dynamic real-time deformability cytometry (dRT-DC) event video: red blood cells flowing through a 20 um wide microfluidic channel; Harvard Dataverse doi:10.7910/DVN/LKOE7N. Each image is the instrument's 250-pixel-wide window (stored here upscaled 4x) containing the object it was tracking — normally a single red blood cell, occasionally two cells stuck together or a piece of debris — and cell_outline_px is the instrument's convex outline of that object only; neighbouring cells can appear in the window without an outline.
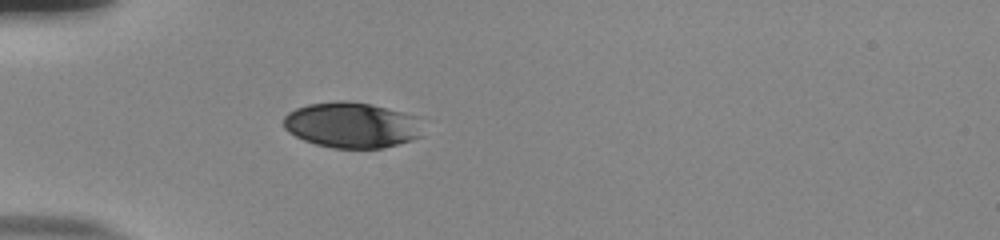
{"species": "human", "species_latin": "Homo sapiens", "temperature_condition": "room temperature", "stored_images_in_passage": 38, "camera_frame_rate_fps": 3000, "um_per_image_px": 0.085, "donor": {"sex": "male"}, "frame": {"image": 1, "passage_image": 1, "time_ms": 0.0, "image_size_px": [1000, 240], "cell_outline_px": [[424, 136], [412, 140], [384, 148], [332, 148], [316, 144], [304, 140], [288, 132], [284, 128], [284, 116], [288, 112], [296, 108], [308, 104], [336, 100], [348, 100], [372, 104], [424, 116]], "centroid_in_image_um": [30.02, 10.61], "position_along_channel_um": 55.0, "area_um2": 38.21}}
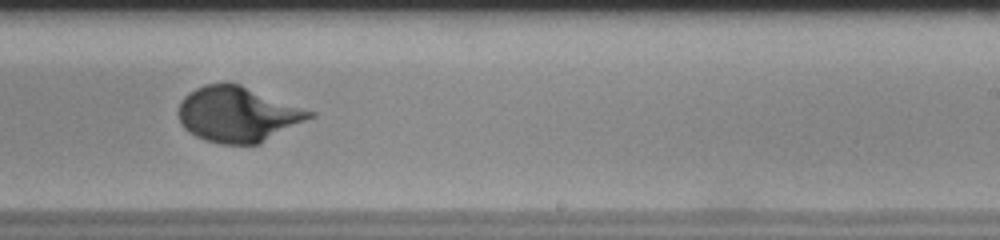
{"frame": {"image": 2, "passage_image": 19, "time_ms": 6.0, "image_size_px": [1000, 240], "cell_outline_px": [[316, 116], [260, 144], [220, 144], [204, 140], [196, 136], [184, 128], [180, 124], [176, 112], [180, 100], [188, 92], [204, 84], [240, 84], [316, 112]], "centroid_in_image_um": [20.2, 9.73], "position_along_channel_um": 268.8, "area_um2": 42.66}}
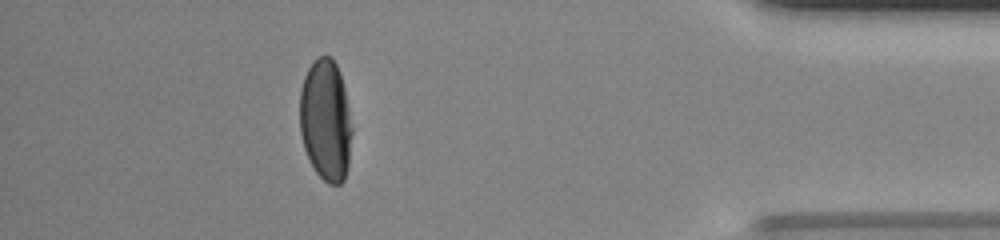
{"frame": {"image": 3, "passage_image": 33, "time_ms": 10.667, "image_size_px": [1000, 240], "cell_outline_px": [[352, 132], [348, 164], [344, 180], [340, 184], [328, 184], [316, 172], [304, 148], [300, 132], [300, 92], [304, 76], [308, 68], [316, 56], [332, 56], [340, 72], [344, 88], [352, 128]], "centroid_in_image_um": [27.68, 10.2], "position_along_channel_um": 407.5, "area_um2": 36.99}, "authors_computed_cell_mechanics": {"area_um2": 39.5352, "velocity_mm_per_s": 3.7992, "shape_relaxation_time_tau1_ms": 4.3215, "shape_relaxation_time_tau2_ms": null, "deformation_change_tau1": 0.1717, "deformation_change_tau2": null}}